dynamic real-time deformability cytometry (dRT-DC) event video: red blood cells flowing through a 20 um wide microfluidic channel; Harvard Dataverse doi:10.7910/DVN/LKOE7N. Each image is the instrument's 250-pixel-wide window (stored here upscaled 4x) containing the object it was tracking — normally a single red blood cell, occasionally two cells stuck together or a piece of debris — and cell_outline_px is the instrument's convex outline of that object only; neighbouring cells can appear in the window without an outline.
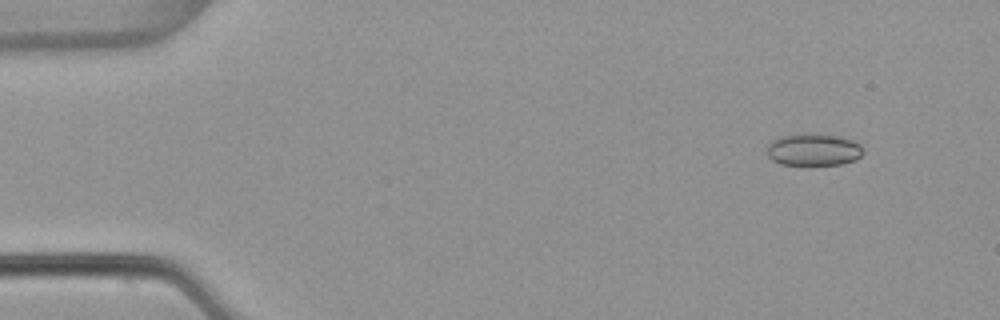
{"species": "common noctule bat (a hibernating species)", "species_latin": "Nyctalus noctula", "temperature_condition": "warm", "stored_images_in_passage": 53, "camera_frame_rate_fps": 3000, "um_per_image_px": 0.085, "animal": {"sex": "female", "body_mass_g": 22.7, "forearm_length_mm": 54.2}, "frame": {"image": 1, "passage_image": 5, "time_ms": 1.333, "image_size_px": [1000, 320], "cell_outline_px": [[864, 152], [856, 160], [840, 164], [780, 164], [772, 160], [764, 152], [768, 144], [776, 136], [808, 132], [840, 136], [852, 140], [860, 144]], "centroid_in_image_um": [69.1, 12.69], "position_along_channel_um": 15.9, "area_um2": 18.44}}
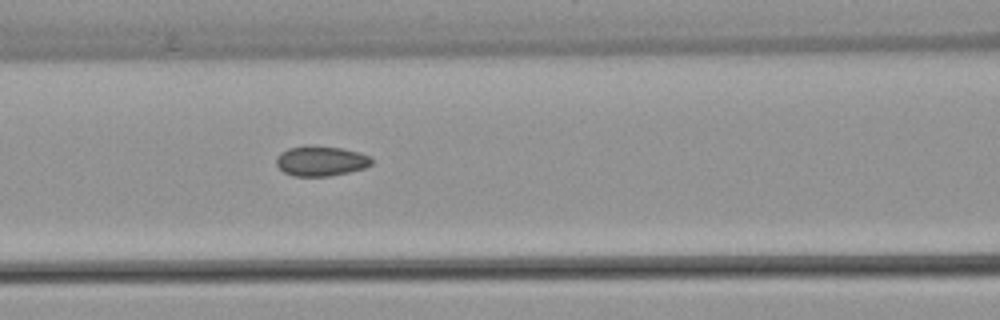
{"frame": {"image": 2, "passage_image": 23, "time_ms": 7.333, "image_size_px": [1000, 320], "cell_outline_px": [[372, 164], [364, 168], [348, 172], [328, 176], [292, 176], [284, 172], [276, 164], [276, 156], [280, 152], [288, 148], [312, 144], [340, 148], [360, 152], [368, 156], [372, 160]], "centroid_in_image_um": [27.24, 13.67], "position_along_channel_um": 139.4, "area_um2": 16.82}}
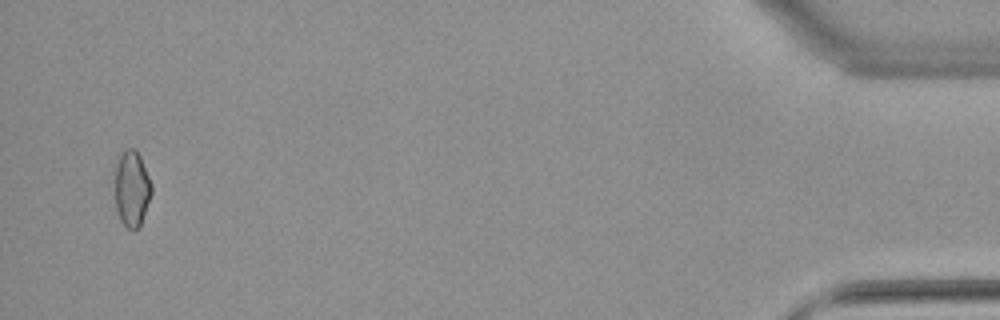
{"frame": {"image": 3, "passage_image": 52, "time_ms": 17.0, "image_size_px": [1000, 320], "cell_outline_px": [[152, 192], [140, 228], [132, 232], [120, 220], [116, 208], [116, 168], [120, 156], [128, 148], [136, 148], [140, 156], [152, 184]], "centroid_in_image_um": [11.24, 16.09], "position_along_channel_um": 424.0, "area_um2": 16.13}, "authors_computed_cell_mechanics": {"area_um2": 16.8198, "velocity_mm_per_s": 3.8355, "shape_relaxation_time_tau1_ms": null, "shape_relaxation_time_tau2_ms": 1.3764, "deformation_change_tau1": null, "deformation_change_tau2": 0.0548}}